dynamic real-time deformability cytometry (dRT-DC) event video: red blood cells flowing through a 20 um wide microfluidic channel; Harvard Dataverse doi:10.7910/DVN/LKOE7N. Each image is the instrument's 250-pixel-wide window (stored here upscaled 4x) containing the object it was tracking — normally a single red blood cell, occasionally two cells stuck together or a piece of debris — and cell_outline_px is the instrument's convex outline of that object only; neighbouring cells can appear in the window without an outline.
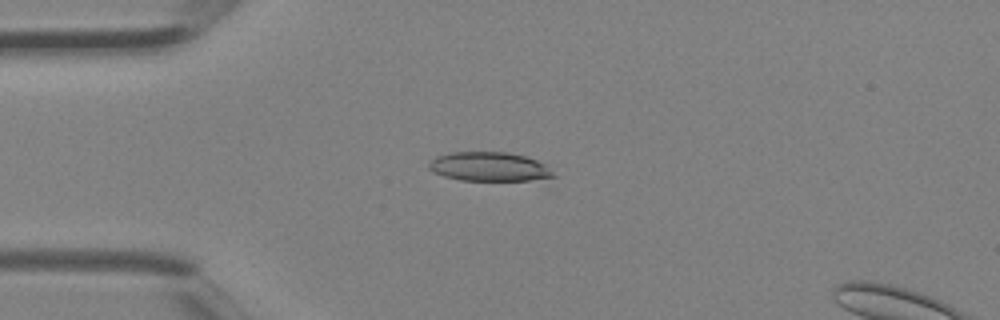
{"species": "Egyptian fruit bat (a non-hibernating species)", "species_latin": "Rousettus aegyptiacus", "temperature_condition": "room temperature", "stored_images_in_passage": 5, "camera_frame_rate_fps": 3000, "um_per_image_px": 0.085, "animal": {"sex": "female"}, "frame": {"image": 1, "passage_image": 4, "time_ms": 1.0, "image_size_px": [1000, 320], "cell_outline_px": [[556, 176], [528, 180], [460, 180], [444, 176], [432, 172], [428, 168], [428, 164], [436, 156], [452, 152], [508, 152], [524, 156], [536, 160], [544, 164]], "centroid_in_image_um": [41.53, 14.16], "position_along_channel_um": 43.5, "area_um2": 20.87}}